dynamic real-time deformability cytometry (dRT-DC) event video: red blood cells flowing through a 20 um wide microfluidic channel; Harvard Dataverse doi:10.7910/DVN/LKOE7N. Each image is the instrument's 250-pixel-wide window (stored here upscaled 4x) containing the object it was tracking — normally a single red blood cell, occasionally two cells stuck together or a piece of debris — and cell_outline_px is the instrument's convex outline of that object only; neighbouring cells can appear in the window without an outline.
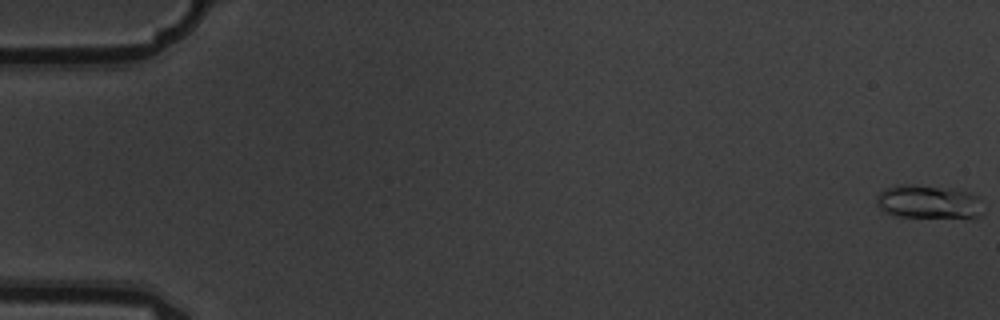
{"species": "common noctule bat (a hibernating species)", "species_latin": "Nyctalus noctula", "temperature_condition": "warm", "stored_images_in_passage": 6, "camera_frame_rate_fps": 3000, "um_per_image_px": 0.085, "animal": {"sex": "male", "body_mass_g": 19.5, "forearm_length_mm": 54.6}, "frame": {"image": 1, "passage_image": 1, "time_ms": 0.0, "image_size_px": [1000, 320], "cell_outline_px": [[984, 212], [980, 216], [900, 216], [884, 212], [876, 204], [876, 196], [884, 188], [904, 184], [912, 184], [952, 188], [968, 192], [976, 196]], "centroid_in_image_um": [78.86, 17.12], "position_along_channel_um": 6.1, "area_um2": 20.46}}
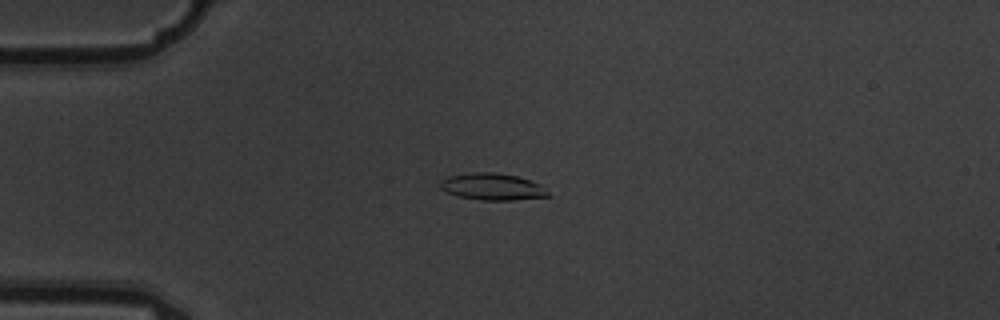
{"frame": {"image": 2, "passage_image": 5, "time_ms": 1.333, "image_size_px": [1000, 320], "cell_outline_px": [[552, 196], [512, 200], [480, 200], [460, 196], [448, 192], [440, 188], [440, 180], [448, 176], [472, 172], [492, 172], [516, 176], [540, 184]], "centroid_in_image_um": [41.84, 15.87], "position_along_channel_um": 43.2, "area_um2": 16.7}}